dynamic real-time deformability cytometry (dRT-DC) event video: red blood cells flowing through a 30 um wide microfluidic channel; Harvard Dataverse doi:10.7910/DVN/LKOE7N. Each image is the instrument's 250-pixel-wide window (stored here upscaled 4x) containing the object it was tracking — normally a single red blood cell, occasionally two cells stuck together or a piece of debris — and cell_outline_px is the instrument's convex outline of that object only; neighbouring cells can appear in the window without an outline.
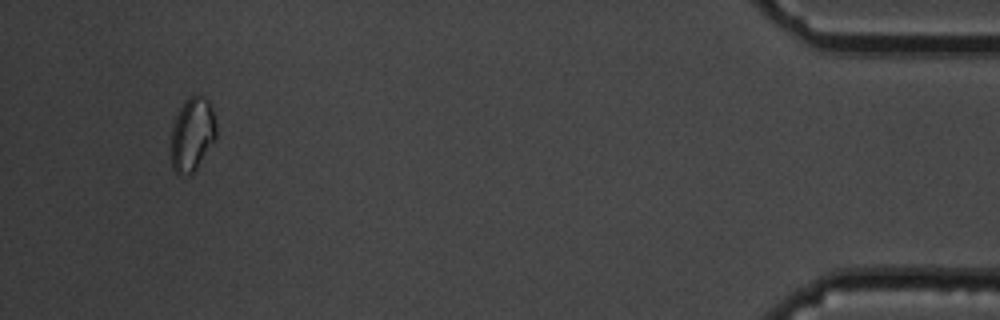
{"species": "common noctule bat (a hibernating species)", "species_latin": "Nyctalus noctula", "temperature_condition": "cold", "stored_images_in_passage": 13, "camera_frame_rate_fps": 3000, "um_per_image_px": 0.085, "animal": {"sex": "male", "body_mass_g": 19.5, "forearm_length_mm": 54.6}, "frame": {"image": 1, "passage_image": 13, "time_ms": 14.667, "image_size_px": [1000, 320], "cell_outline_px": [[216, 140], [196, 168], [192, 172], [180, 176], [176, 176], [172, 168], [172, 128], [176, 116], [184, 100], [188, 96], [204, 96], [208, 100], [212, 108], [216, 120]], "centroid_in_image_um": [16.36, 11.42], "position_along_channel_um": 418.8, "area_um2": 19.48}, "authors_computed_cell_mechanics": {"area_um2": 17.9758, "velocity_mm_per_s": 3.5428, "shape_relaxation_time_tau1_ms": 6.6, "shape_relaxation_time_tau2_ms": 1.9882, "deformation_change_tau1": 0.1746, "deformation_change_tau2": 0.0839}}